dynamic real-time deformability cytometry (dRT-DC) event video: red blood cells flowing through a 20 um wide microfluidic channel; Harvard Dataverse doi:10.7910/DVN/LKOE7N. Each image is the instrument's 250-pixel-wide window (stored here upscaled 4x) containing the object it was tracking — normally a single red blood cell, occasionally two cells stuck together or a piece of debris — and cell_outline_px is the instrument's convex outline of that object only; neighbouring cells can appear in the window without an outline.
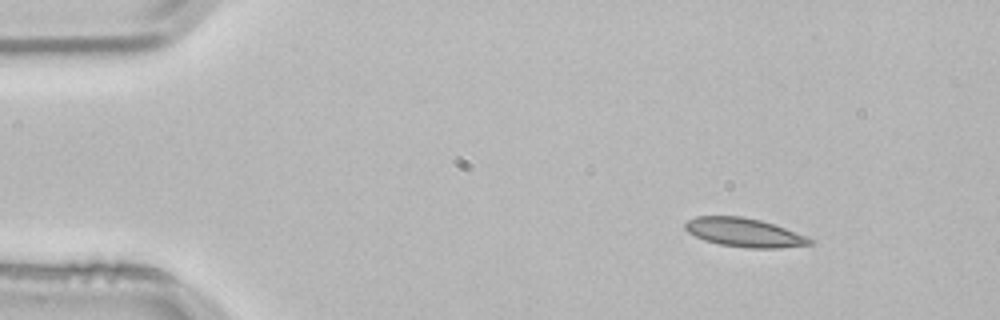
{"species": "common noctule bat (a hibernating species)", "species_latin": "Nyctalus noctula", "temperature_condition": "room temperature", "stored_images_in_passage": 2, "camera_frame_rate_fps": 3000, "um_per_image_px": 0.085, "animal": {"sex": "male", "body_mass_g": 21.5, "forearm_length_mm": 52.0}, "frame": {"image": 1, "passage_image": 1, "time_ms": 0.0, "image_size_px": [1000, 320], "cell_outline_px": [[812, 244], [780, 248], [748, 248], [720, 244], [704, 240], [688, 232], [684, 228], [684, 224], [688, 220], [696, 216], [744, 216], [760, 220], [784, 228], [804, 236], [812, 240]], "centroid_in_image_um": [63.21, 19.76], "position_along_channel_um": 21.8, "area_um2": 20.63}}
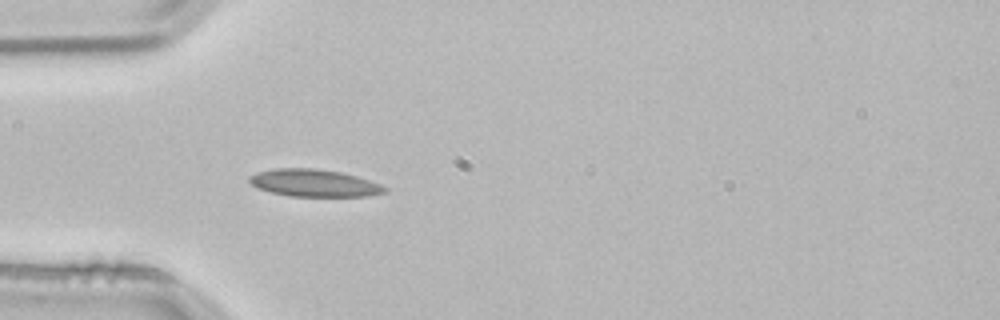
{"frame": {"image": 2, "passage_image": 2, "time_ms": 0.333, "image_size_px": [1000, 320], "cell_outline_px": [[388, 192], [368, 196], [288, 196], [272, 192], [260, 188], [252, 184], [248, 180], [248, 176], [260, 172], [276, 168], [312, 168], [340, 172], [356, 176], [380, 184], [388, 188]], "centroid_in_image_um": [26.73, 15.56], "position_along_channel_um": 58.3, "area_um2": 21.33}}